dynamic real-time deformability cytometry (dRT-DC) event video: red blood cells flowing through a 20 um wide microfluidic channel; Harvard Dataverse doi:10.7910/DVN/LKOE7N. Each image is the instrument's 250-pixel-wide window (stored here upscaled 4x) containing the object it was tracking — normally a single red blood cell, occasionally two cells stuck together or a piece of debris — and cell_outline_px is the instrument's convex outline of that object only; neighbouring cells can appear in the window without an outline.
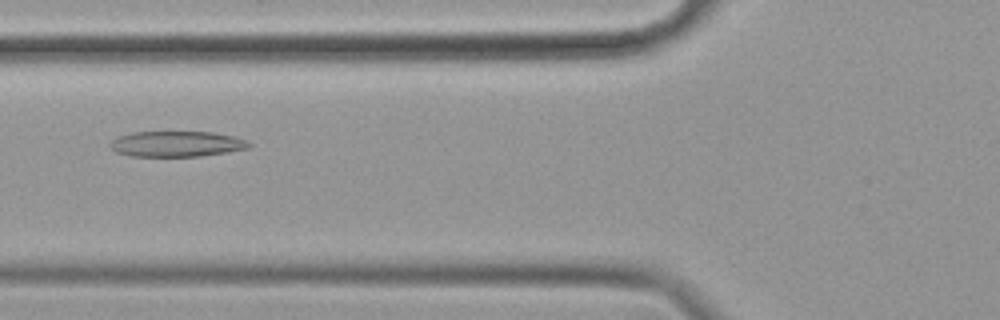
{"species": "common noctule bat (a hibernating species)", "species_latin": "Nyctalus noctula", "temperature_condition": "cold", "stored_images_in_passage": 58, "camera_frame_rate_fps": 3000, "um_per_image_px": 0.085, "animal": {"sex": "female", "body_mass_g": 19.9}, "frame": {"image": 1, "passage_image": 22, "time_ms": 7.0, "image_size_px": [1000, 320], "cell_outline_px": [[252, 144], [248, 148], [200, 156], [132, 156], [116, 152], [108, 144], [116, 136], [132, 132], [212, 132], [236, 136], [248, 140]], "centroid_in_image_um": [15.01, 12.22], "position_along_channel_um": 110.8, "area_um2": 20.75}}
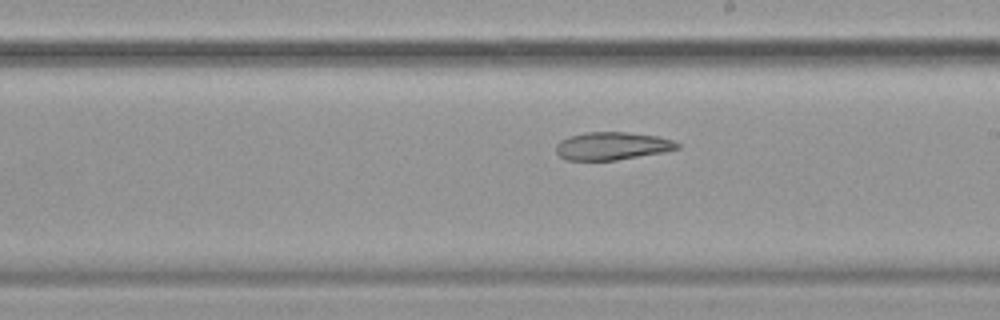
{"frame": {"image": 2, "passage_image": 33, "time_ms": 10.667, "image_size_px": [1000, 320], "cell_outline_px": [[680, 148], [664, 152], [616, 160], [568, 160], [560, 156], [556, 152], [556, 144], [560, 140], [568, 136], [584, 132], [624, 132], [660, 136], [672, 140], [680, 144]], "centroid_in_image_um": [52.03, 12.4], "position_along_channel_um": 237.0, "area_um2": 19.77}}
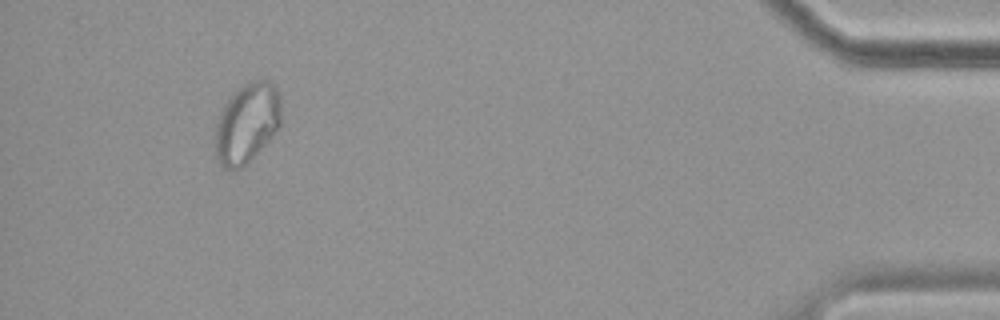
{"frame": {"image": 3, "passage_image": 54, "time_ms": 17.667, "image_size_px": [1000, 320], "cell_outline_px": [[280, 124], [268, 140], [248, 164], [232, 172], [228, 172], [220, 164], [216, 156], [216, 124], [220, 112], [224, 104], [232, 92], [248, 80], [268, 80], [276, 88], [280, 96]], "centroid_in_image_um": [20.97, 10.47], "position_along_channel_um": 414.2, "area_um2": 30.92}, "authors_computed_cell_mechanics": {"area_um2": 24.565, "velocity_mm_per_s": 3.4556, "shape_relaxation_time_tau1_ms": null, "shape_relaxation_time_tau2_ms": 7.5097, "deformation_change_tau1": null, "deformation_change_tau2": 0.1349}}